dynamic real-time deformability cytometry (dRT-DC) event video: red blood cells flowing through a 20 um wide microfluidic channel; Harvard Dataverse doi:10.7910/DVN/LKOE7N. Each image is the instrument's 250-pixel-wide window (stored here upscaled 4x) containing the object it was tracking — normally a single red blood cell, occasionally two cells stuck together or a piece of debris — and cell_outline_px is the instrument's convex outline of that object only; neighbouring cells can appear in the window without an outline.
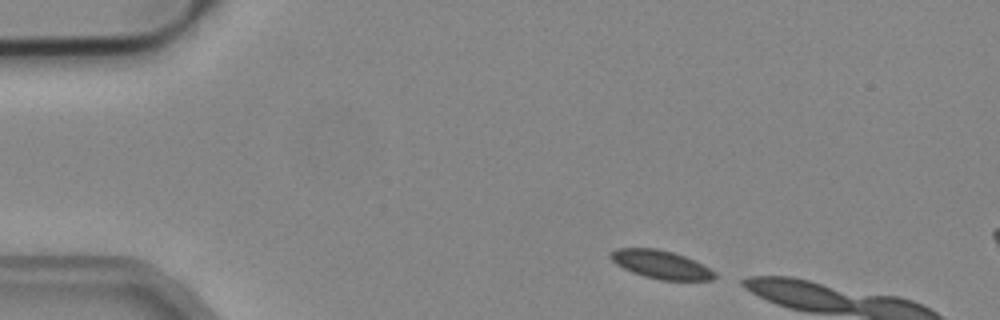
{"species": "common noctule bat (a hibernating species)", "species_latin": "Nyctalus noctula", "temperature_condition": "cold", "stored_images_in_passage": 6, "camera_frame_rate_fps": 3000, "um_per_image_px": 0.085, "animal": {"sex": "male", "body_mass_g": 19.2, "forearm_length_mm": 51.8}, "frame": {"image": 1, "passage_image": 1, "time_ms": 0.0, "image_size_px": [1000, 320], "cell_outline_px": [[716, 276], [712, 280], [660, 280], [644, 276], [632, 272], [616, 264], [608, 256], [616, 248], [656, 248], [672, 252], [684, 256], [716, 272]], "centroid_in_image_um": [56.15, 22.49], "position_along_channel_um": 28.8, "area_um2": 16.94}}